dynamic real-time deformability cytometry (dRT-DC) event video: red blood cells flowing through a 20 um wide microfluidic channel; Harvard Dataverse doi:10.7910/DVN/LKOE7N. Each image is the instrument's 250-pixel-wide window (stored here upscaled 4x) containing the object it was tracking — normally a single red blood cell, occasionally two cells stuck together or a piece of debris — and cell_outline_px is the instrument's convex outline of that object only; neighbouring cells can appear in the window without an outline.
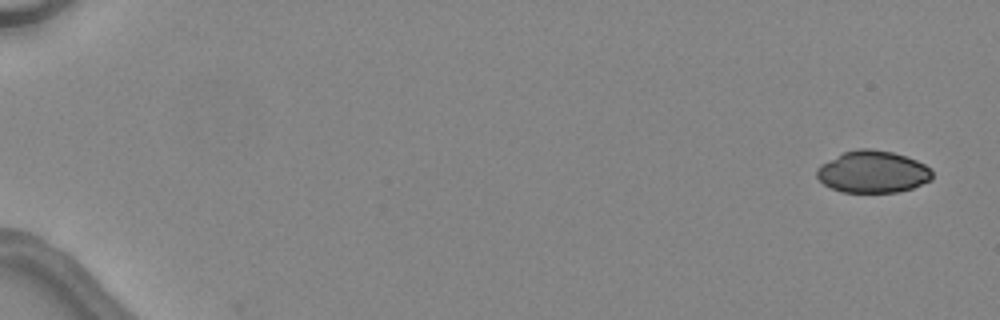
{"species": "common noctule bat (a hibernating species)", "species_latin": "Nyctalus noctula", "temperature_condition": "warm", "stored_images_in_passage": 2, "camera_frame_rate_fps": 3000, "um_per_image_px": 0.085, "animal": {"sex": "female", "body_mass_g": 24.6, "forearm_length_mm": 56.2}, "frame": {"image": 1, "passage_image": 2, "time_ms": 1.333, "image_size_px": [1000, 320], "cell_outline_px": [[932, 180], [912, 188], [896, 192], [840, 192], [824, 184], [816, 176], [816, 168], [820, 164], [844, 152], [856, 148], [868, 148], [892, 152], [916, 160], [924, 164], [932, 172]], "centroid_in_image_um": [74.16, 14.6], "position_along_channel_um": 10.8, "area_um2": 28.21}}